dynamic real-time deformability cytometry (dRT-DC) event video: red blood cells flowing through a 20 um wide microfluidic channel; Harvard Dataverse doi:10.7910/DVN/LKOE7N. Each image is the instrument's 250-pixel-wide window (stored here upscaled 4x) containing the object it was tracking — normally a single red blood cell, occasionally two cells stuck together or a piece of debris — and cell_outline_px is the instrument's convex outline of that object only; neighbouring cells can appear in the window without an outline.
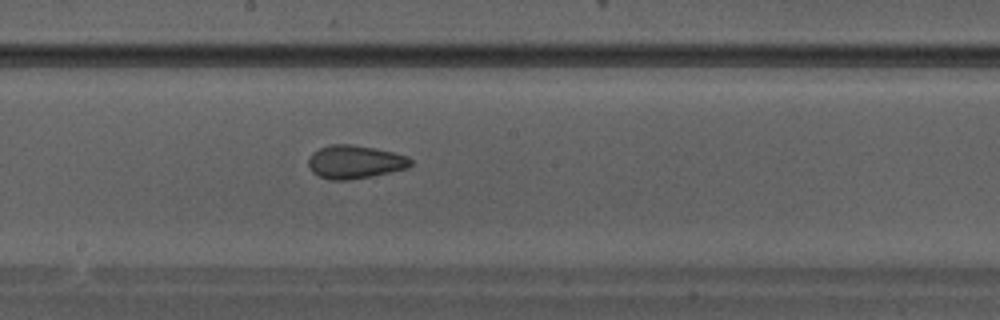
{"species": "Egyptian fruit bat (a non-hibernating species)", "species_latin": "Rousettus aegyptiacus", "temperature_condition": "warm", "stored_images_in_passage": 35, "camera_frame_rate_fps": 3000, "um_per_image_px": 0.085, "animal": {"sex": "male"}, "frame": {"image": 1, "passage_image": 20, "time_ms": 6.333, "image_size_px": [1000, 320], "cell_outline_px": [[412, 164], [408, 168], [372, 176], [348, 180], [328, 180], [312, 172], [308, 164], [308, 160], [312, 152], [320, 148], [332, 144], [352, 144], [376, 148], [408, 156], [412, 160]], "centroid_in_image_um": [30.17, 13.76], "position_along_channel_um": 218.0, "area_um2": 19.94}}